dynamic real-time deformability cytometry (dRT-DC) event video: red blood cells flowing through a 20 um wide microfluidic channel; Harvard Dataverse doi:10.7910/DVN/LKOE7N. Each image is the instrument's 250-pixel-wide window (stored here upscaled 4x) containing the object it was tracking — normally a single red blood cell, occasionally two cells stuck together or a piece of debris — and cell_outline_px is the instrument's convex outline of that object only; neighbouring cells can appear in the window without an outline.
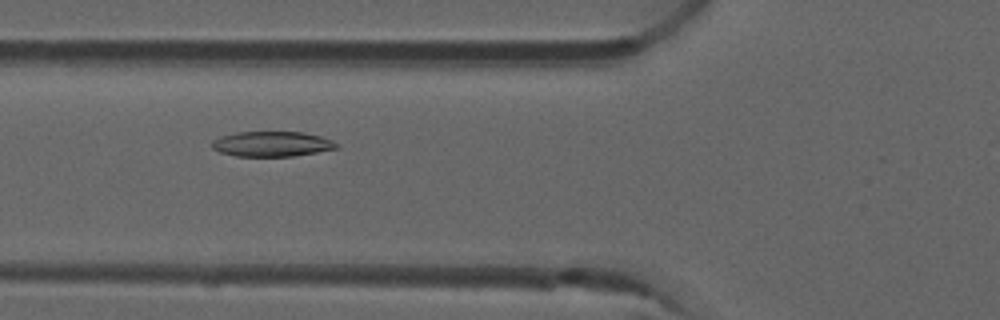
{"species": "common noctule bat (a hibernating species)", "species_latin": "Nyctalus noctula", "temperature_condition": "room temperature", "stored_images_in_passage": 53, "camera_frame_rate_fps": 3000, "um_per_image_px": 0.085, "animal": {"sex": "male", "forearm_length_mm": 52.5}, "frame": {"image": 1, "passage_image": 20, "time_ms": 6.333, "image_size_px": [1000, 320], "cell_outline_px": [[340, 148], [292, 156], [236, 156], [220, 152], [212, 148], [212, 140], [220, 136], [236, 132], [304, 132], [320, 136], [332, 140], [340, 144]], "centroid_in_image_um": [23.13, 12.23], "position_along_channel_um": 102.7, "area_um2": 18.32}}
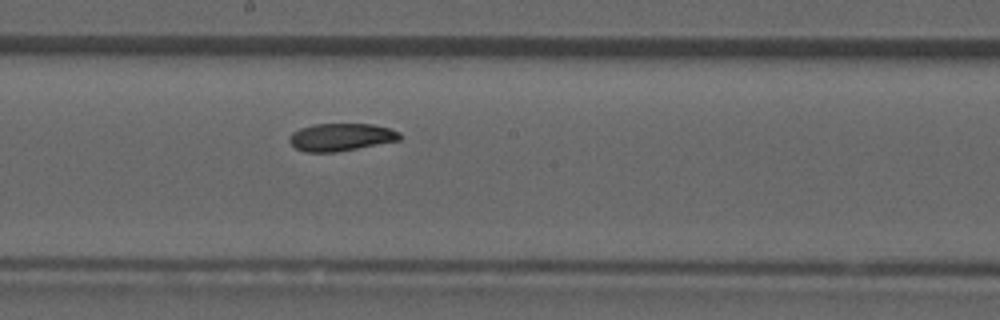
{"frame": {"image": 2, "passage_image": 29, "time_ms": 9.333, "image_size_px": [1000, 320], "cell_outline_px": [[404, 136], [400, 140], [336, 152], [304, 152], [296, 148], [288, 140], [292, 132], [300, 128], [312, 124], [372, 124], [388, 128], [400, 132]], "centroid_in_image_um": [28.99, 11.65], "position_along_channel_um": 219.2, "area_um2": 17.8}}
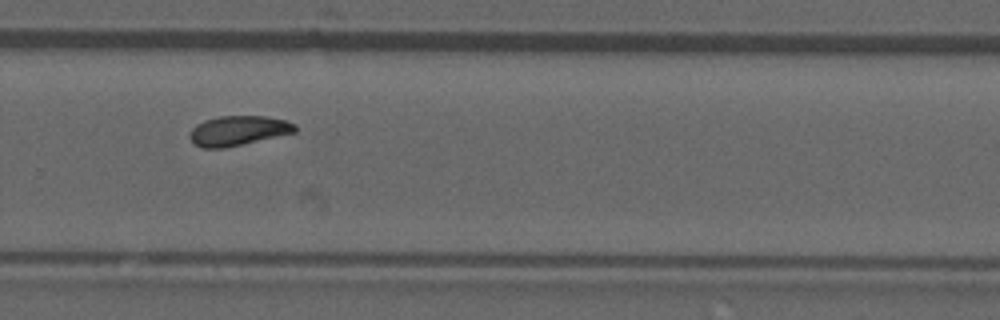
{"frame": {"image": 3, "passage_image": 36, "time_ms": 11.667, "image_size_px": [1000, 320], "cell_outline_px": [[296, 132], [224, 148], [200, 148], [188, 136], [192, 128], [196, 124], [204, 120], [220, 116], [264, 116], [284, 120], [296, 124]], "centroid_in_image_um": [20.22, 11.1], "position_along_channel_um": 309.6, "area_um2": 18.15}, "authors_computed_cell_mechanics": {"area_um2": 18.3226, "velocity_mm_per_s": 3.8873, "shape_relaxation_time_tau1_ms": 4.1708, "shape_relaxation_time_tau2_ms": null, "deformation_change_tau1": 0.1229, "deformation_change_tau2": null}}